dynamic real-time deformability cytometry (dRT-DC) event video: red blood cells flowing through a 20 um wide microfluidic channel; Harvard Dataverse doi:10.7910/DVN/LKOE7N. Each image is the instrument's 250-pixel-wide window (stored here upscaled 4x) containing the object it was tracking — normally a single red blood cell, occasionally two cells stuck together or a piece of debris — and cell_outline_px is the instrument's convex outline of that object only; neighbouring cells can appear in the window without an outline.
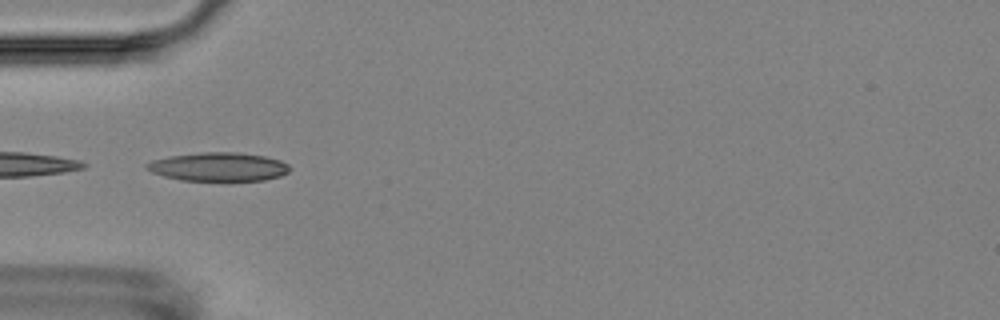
{"species": "Egyptian fruit bat (a non-hibernating species)", "species_latin": "Rousettus aegyptiacus", "temperature_condition": "room temperature", "stored_images_in_passage": 2, "camera_frame_rate_fps": 3000, "um_per_image_px": 0.085, "animal": {"sex": "female"}, "frame": {"image": 1, "passage_image": 1, "time_ms": 0.0, "image_size_px": [1000, 320], "cell_outline_px": [[292, 168], [288, 172], [280, 176], [264, 180], [180, 180], [164, 176], [152, 172], [144, 168], [144, 164], [152, 160], [168, 156], [200, 152], [236, 152], [264, 156], [280, 160], [288, 164]], "centroid_in_image_um": [18.55, 14.17], "position_along_channel_um": 66.4, "area_um2": 23.93}}